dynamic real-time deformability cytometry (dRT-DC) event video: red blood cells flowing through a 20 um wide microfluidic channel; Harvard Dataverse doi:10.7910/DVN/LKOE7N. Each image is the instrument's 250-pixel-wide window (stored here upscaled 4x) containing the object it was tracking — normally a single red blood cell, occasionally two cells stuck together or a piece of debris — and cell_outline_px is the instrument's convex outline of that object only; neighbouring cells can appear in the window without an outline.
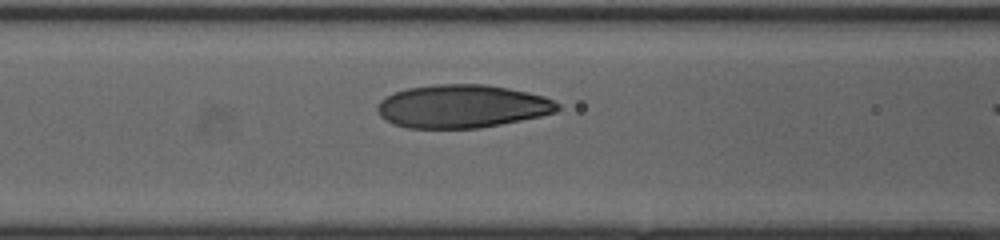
{"species": "human", "species_latin": "Homo sapiens", "temperature_condition": "cold", "stored_images_in_passage": 13, "camera_frame_rate_fps": 3000, "um_per_image_px": 0.085, "donor": {"sex": "female"}, "frame": {"image": 1, "passage_image": 11, "time_ms": 3.333, "image_size_px": [1000, 240], "cell_outline_px": [[560, 108], [556, 112], [540, 116], [480, 128], [408, 128], [392, 124], [384, 120], [380, 116], [376, 108], [376, 104], [384, 96], [392, 92], [408, 88], [436, 84], [484, 84], [508, 88], [528, 92], [544, 96], [560, 104]], "centroid_in_image_um": [39.23, 9.03], "position_along_channel_um": 127.4, "area_um2": 45.6}}